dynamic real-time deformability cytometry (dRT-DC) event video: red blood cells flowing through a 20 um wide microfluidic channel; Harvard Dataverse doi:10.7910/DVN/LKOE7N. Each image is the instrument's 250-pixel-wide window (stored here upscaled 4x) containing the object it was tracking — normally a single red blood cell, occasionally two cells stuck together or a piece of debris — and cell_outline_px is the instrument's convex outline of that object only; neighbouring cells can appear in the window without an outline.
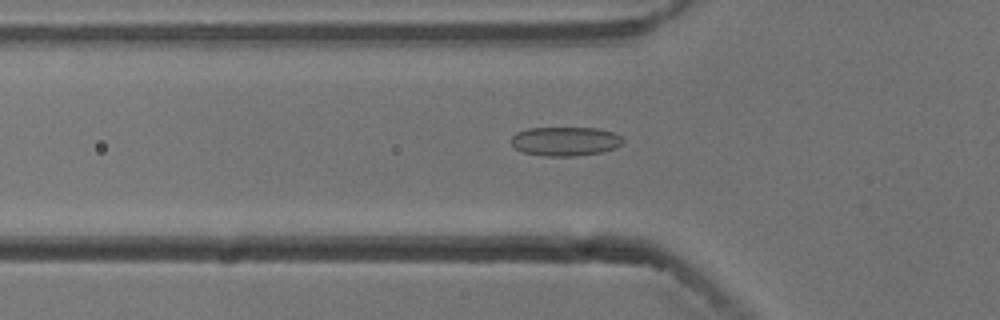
{"species": "common noctule bat (a hibernating species)", "species_latin": "Nyctalus noctula", "temperature_condition": "cold", "stored_images_in_passage": 54, "camera_frame_rate_fps": 3000, "um_per_image_px": 0.085, "animal": {"sex": "male", "body_mass_g": 13.3}, "frame": {"image": 1, "passage_image": 18, "time_ms": 5.667, "image_size_px": [1000, 320], "cell_outline_px": [[624, 140], [616, 148], [600, 152], [576, 156], [544, 156], [524, 152], [516, 148], [512, 144], [512, 136], [516, 132], [528, 128], [596, 128], [612, 132], [620, 136]], "centroid_in_image_um": [48.04, 12.01], "position_along_channel_um": 77.8, "area_um2": 18.79}}
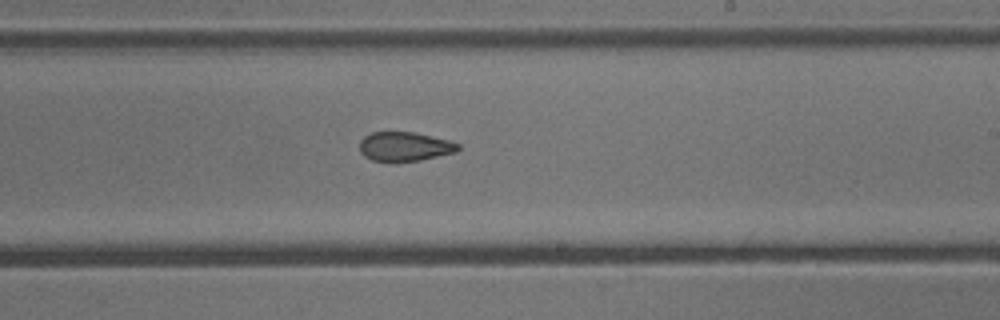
{"frame": {"image": 2, "passage_image": 32, "time_ms": 10.333, "image_size_px": [1000, 320], "cell_outline_px": [[460, 148], [456, 152], [420, 160], [392, 164], [372, 160], [364, 156], [360, 152], [360, 140], [364, 136], [372, 132], [412, 132], [448, 140], [460, 144]], "centroid_in_image_um": [34.36, 12.49], "position_along_channel_um": 254.6, "area_um2": 17.11}}
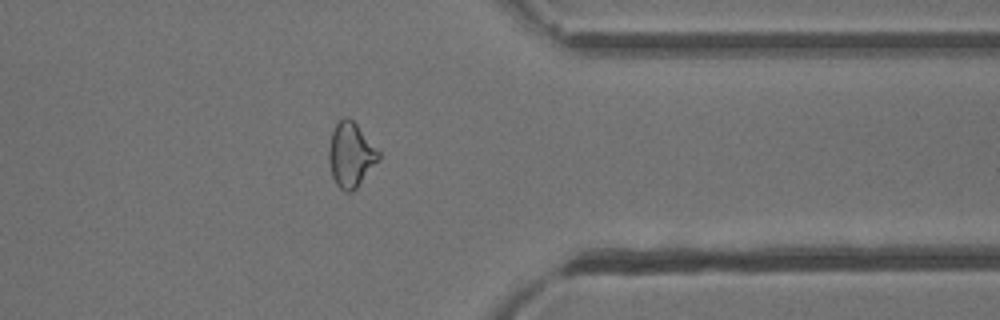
{"frame": {"image": 3, "passage_image": 43, "time_ms": 14.0, "image_size_px": [1000, 320], "cell_outline_px": [[380, 160], [356, 188], [352, 192], [344, 192], [336, 184], [332, 176], [328, 160], [328, 148], [332, 132], [336, 124], [344, 116], [348, 116], [356, 124], [380, 152]], "centroid_in_image_um": [29.81, 13.17], "position_along_channel_um": 381.6, "area_um2": 18.79}, "authors_computed_cell_mechanics": {"area_um2": 18.8428, "velocity_mm_per_s": 3.7672, "shape_relaxation_time_tau1_ms": null, "shape_relaxation_time_tau2_ms": 2.4385, "deformation_change_tau1": null, "deformation_change_tau2": 0.0767}}